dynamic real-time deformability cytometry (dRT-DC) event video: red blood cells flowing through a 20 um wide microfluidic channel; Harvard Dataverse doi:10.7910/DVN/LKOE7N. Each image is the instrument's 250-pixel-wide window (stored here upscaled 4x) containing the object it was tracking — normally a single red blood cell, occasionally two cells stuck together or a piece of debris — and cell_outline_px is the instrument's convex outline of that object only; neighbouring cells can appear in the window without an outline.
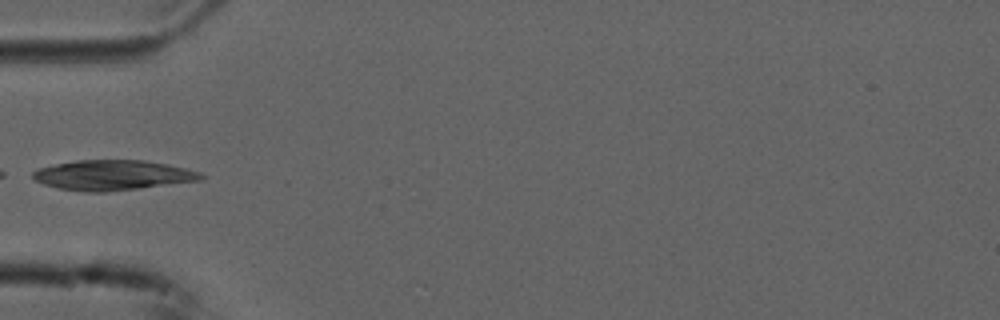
{"species": "common noctule bat (a hibernating species)", "species_latin": "Nyctalus noctula", "temperature_condition": "cold", "stored_images_in_passage": 3, "camera_frame_rate_fps": 3000, "um_per_image_px": 0.085, "animal": {"sex": "male", "forearm_length_mm": 52.5}, "frame": {"image": 1, "passage_image": 1, "time_ms": 0.0, "image_size_px": [1000, 320], "cell_outline_px": [[204, 180], [108, 192], [84, 192], [60, 188], [44, 184], [36, 180], [32, 176], [32, 172], [36, 168], [76, 160], [144, 160], [168, 164], [200, 172], [204, 176]], "centroid_in_image_um": [9.59, 14.89], "position_along_channel_um": 75.4, "area_um2": 29.54}}